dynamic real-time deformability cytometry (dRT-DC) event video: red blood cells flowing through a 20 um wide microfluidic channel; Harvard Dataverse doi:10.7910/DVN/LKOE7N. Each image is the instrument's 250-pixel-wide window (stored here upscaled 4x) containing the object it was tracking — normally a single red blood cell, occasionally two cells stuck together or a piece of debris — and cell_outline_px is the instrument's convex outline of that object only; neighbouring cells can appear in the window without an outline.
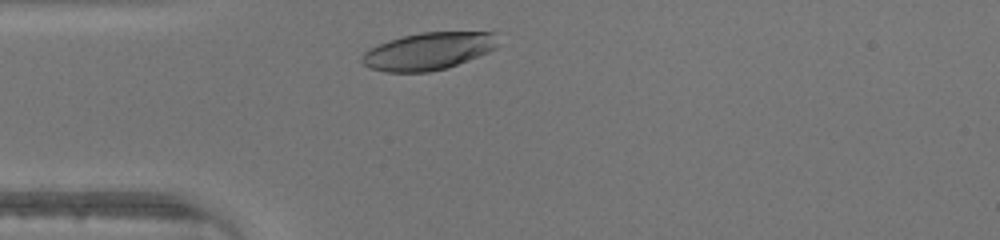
{"species": "human", "species_latin": "Homo sapiens", "temperature_condition": "warm", "stored_images_in_passage": 27, "camera_frame_rate_fps": 3000, "um_per_image_px": 0.085, "donor": {"sex": "male"}, "frame": {"image": 1, "passage_image": 3, "time_ms": 0.667, "image_size_px": [1000, 240], "cell_outline_px": [[496, 48], [488, 52], [448, 68], [428, 72], [384, 72], [372, 68], [364, 64], [360, 60], [360, 56], [364, 52], [388, 40], [420, 32], [496, 32]], "centroid_in_image_um": [36.41, 4.35], "position_along_channel_um": 48.6, "area_um2": 29.48}}
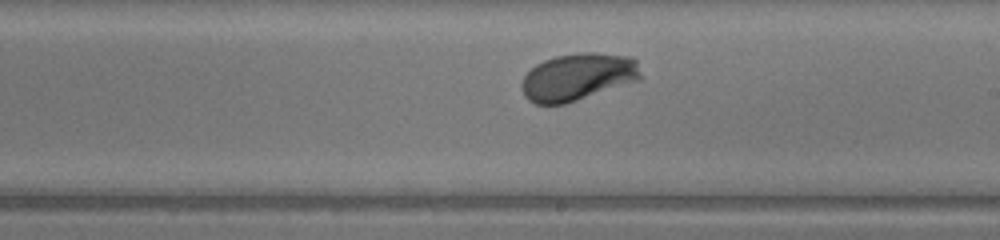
{"frame": {"image": 2, "passage_image": 17, "time_ms": 5.333, "image_size_px": [1000, 240], "cell_outline_px": [[640, 80], [564, 104], [536, 104], [528, 100], [524, 96], [520, 88], [520, 84], [524, 76], [536, 64], [544, 60], [556, 56], [584, 52], [592, 52], [632, 56], [636, 60], [640, 72]], "centroid_in_image_um": [49.1, 6.53], "position_along_channel_um": 239.9, "area_um2": 32.83}}
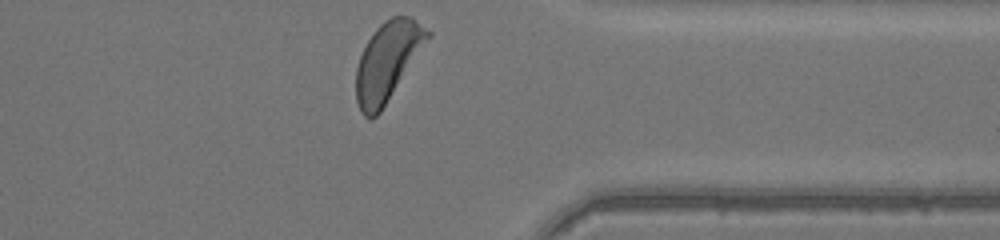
{"frame": {"image": 3, "passage_image": 27, "time_ms": 8.667, "image_size_px": [1000, 240], "cell_outline_px": [[432, 36], [380, 112], [376, 116], [364, 116], [360, 112], [356, 100], [356, 68], [360, 56], [368, 40], [376, 28], [380, 24], [392, 16], [412, 16], [432, 32]], "centroid_in_image_um": [32.97, 5.18], "position_along_channel_um": 378.4, "area_um2": 32.71}}